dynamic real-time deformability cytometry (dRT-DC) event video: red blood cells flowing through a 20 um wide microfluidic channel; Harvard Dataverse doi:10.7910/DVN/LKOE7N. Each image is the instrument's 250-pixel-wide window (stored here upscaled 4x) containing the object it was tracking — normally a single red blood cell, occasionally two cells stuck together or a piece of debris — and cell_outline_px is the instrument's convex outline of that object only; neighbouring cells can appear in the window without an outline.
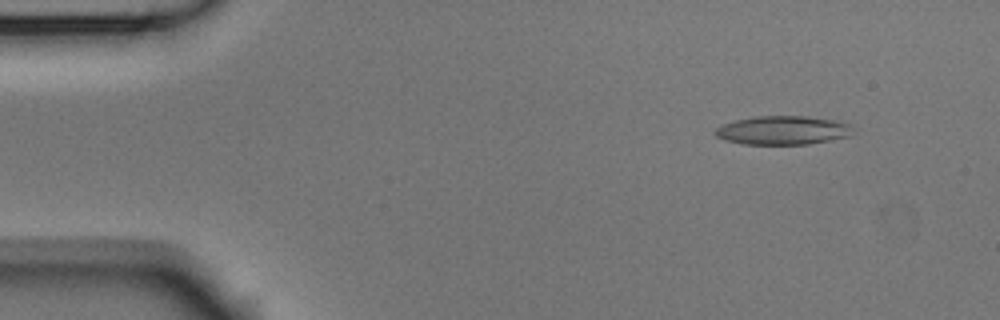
{"species": "Egyptian fruit bat (a non-hibernating species)", "species_latin": "Rousettus aegyptiacus", "temperature_condition": "room temperature", "stored_images_in_passage": 6, "camera_frame_rate_fps": 3000, "um_per_image_px": 0.085, "animal": {"sex": "male"}, "frame": {"image": 1, "passage_image": 2, "time_ms": 0.333, "image_size_px": [1000, 320], "cell_outline_px": [[852, 124], [848, 136], [808, 144], [744, 144], [724, 140], [716, 136], [712, 132], [716, 128], [724, 124], [736, 120], [756, 116], [808, 116], [836, 120]], "centroid_in_image_um": [66.5, 11.07], "position_along_channel_um": 18.5, "area_um2": 22.95}}
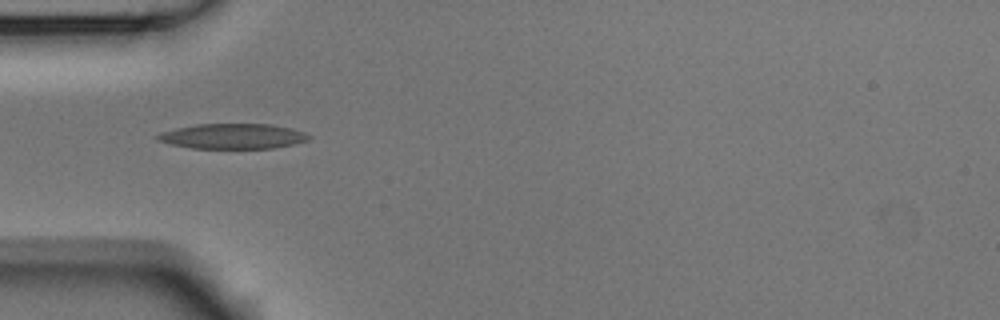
{"frame": {"image": 2, "passage_image": 5, "time_ms": 1.333, "image_size_px": [1000, 320], "cell_outline_px": [[312, 136], [308, 140], [292, 144], [272, 148], [192, 148], [172, 144], [156, 140], [156, 136], [164, 132], [176, 128], [196, 124], [272, 124], [292, 128], [304, 132]], "centroid_in_image_um": [19.82, 11.57], "position_along_channel_um": 65.2, "area_um2": 22.02}}
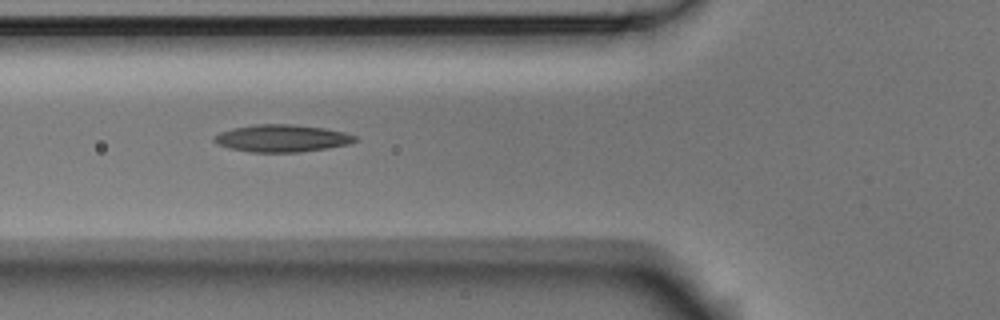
{"frame": {"image": 3, "passage_image": 6, "time_ms": 1.667, "image_size_px": [1000, 320], "cell_outline_px": [[360, 140], [348, 144], [328, 148], [300, 152], [252, 152], [232, 148], [220, 144], [212, 140], [220, 132], [232, 128], [256, 124], [292, 124], [324, 128], [344, 132], [356, 136]], "centroid_in_image_um": [24.02, 11.75], "position_along_channel_um": 101.8, "area_um2": 22.25}}